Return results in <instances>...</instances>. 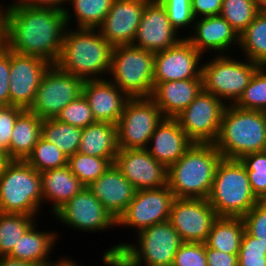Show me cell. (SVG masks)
Returning <instances> with one entry per match:
<instances>
[{"mask_svg":"<svg viewBox=\"0 0 266 266\" xmlns=\"http://www.w3.org/2000/svg\"><path fill=\"white\" fill-rule=\"evenodd\" d=\"M21 4L33 7V8H43V9H52V10H60L64 11L65 7L62 5H66L67 0H17Z\"/></svg>","mask_w":266,"mask_h":266,"instance_id":"cell-49","label":"cell"},{"mask_svg":"<svg viewBox=\"0 0 266 266\" xmlns=\"http://www.w3.org/2000/svg\"><path fill=\"white\" fill-rule=\"evenodd\" d=\"M0 266H37L28 261L14 259L9 256H0Z\"/></svg>","mask_w":266,"mask_h":266,"instance_id":"cell-51","label":"cell"},{"mask_svg":"<svg viewBox=\"0 0 266 266\" xmlns=\"http://www.w3.org/2000/svg\"><path fill=\"white\" fill-rule=\"evenodd\" d=\"M239 48L244 51V58L266 66V8L239 35Z\"/></svg>","mask_w":266,"mask_h":266,"instance_id":"cell-31","label":"cell"},{"mask_svg":"<svg viewBox=\"0 0 266 266\" xmlns=\"http://www.w3.org/2000/svg\"><path fill=\"white\" fill-rule=\"evenodd\" d=\"M73 29L67 26L64 32L56 65L84 81L104 79L106 74L109 75L113 46L104 39L98 29Z\"/></svg>","mask_w":266,"mask_h":266,"instance_id":"cell-3","label":"cell"},{"mask_svg":"<svg viewBox=\"0 0 266 266\" xmlns=\"http://www.w3.org/2000/svg\"><path fill=\"white\" fill-rule=\"evenodd\" d=\"M261 10L255 0H223L219 15L240 35Z\"/></svg>","mask_w":266,"mask_h":266,"instance_id":"cell-35","label":"cell"},{"mask_svg":"<svg viewBox=\"0 0 266 266\" xmlns=\"http://www.w3.org/2000/svg\"><path fill=\"white\" fill-rule=\"evenodd\" d=\"M222 158L214 143H193L168 167L167 186L174 197L208 199Z\"/></svg>","mask_w":266,"mask_h":266,"instance_id":"cell-4","label":"cell"},{"mask_svg":"<svg viewBox=\"0 0 266 266\" xmlns=\"http://www.w3.org/2000/svg\"><path fill=\"white\" fill-rule=\"evenodd\" d=\"M24 109L17 106H4L0 110V150L10 159V142L14 123Z\"/></svg>","mask_w":266,"mask_h":266,"instance_id":"cell-45","label":"cell"},{"mask_svg":"<svg viewBox=\"0 0 266 266\" xmlns=\"http://www.w3.org/2000/svg\"><path fill=\"white\" fill-rule=\"evenodd\" d=\"M34 223L22 236L8 255L11 258L31 262L37 266H46L51 260L48 256L58 240L55 231H38Z\"/></svg>","mask_w":266,"mask_h":266,"instance_id":"cell-28","label":"cell"},{"mask_svg":"<svg viewBox=\"0 0 266 266\" xmlns=\"http://www.w3.org/2000/svg\"><path fill=\"white\" fill-rule=\"evenodd\" d=\"M150 1L114 0L98 31L113 47L132 45L144 8Z\"/></svg>","mask_w":266,"mask_h":266,"instance_id":"cell-20","label":"cell"},{"mask_svg":"<svg viewBox=\"0 0 266 266\" xmlns=\"http://www.w3.org/2000/svg\"><path fill=\"white\" fill-rule=\"evenodd\" d=\"M172 266H208L205 243L184 242L177 250Z\"/></svg>","mask_w":266,"mask_h":266,"instance_id":"cell-44","label":"cell"},{"mask_svg":"<svg viewBox=\"0 0 266 266\" xmlns=\"http://www.w3.org/2000/svg\"><path fill=\"white\" fill-rule=\"evenodd\" d=\"M25 161L39 173L68 165V156L42 136Z\"/></svg>","mask_w":266,"mask_h":266,"instance_id":"cell-36","label":"cell"},{"mask_svg":"<svg viewBox=\"0 0 266 266\" xmlns=\"http://www.w3.org/2000/svg\"><path fill=\"white\" fill-rule=\"evenodd\" d=\"M151 99L165 118H175L185 110L203 89L202 78L153 82Z\"/></svg>","mask_w":266,"mask_h":266,"instance_id":"cell-25","label":"cell"},{"mask_svg":"<svg viewBox=\"0 0 266 266\" xmlns=\"http://www.w3.org/2000/svg\"><path fill=\"white\" fill-rule=\"evenodd\" d=\"M238 266H266V245L246 231L240 243Z\"/></svg>","mask_w":266,"mask_h":266,"instance_id":"cell-41","label":"cell"},{"mask_svg":"<svg viewBox=\"0 0 266 266\" xmlns=\"http://www.w3.org/2000/svg\"><path fill=\"white\" fill-rule=\"evenodd\" d=\"M6 18L7 7L0 4V52L6 48Z\"/></svg>","mask_w":266,"mask_h":266,"instance_id":"cell-50","label":"cell"},{"mask_svg":"<svg viewBox=\"0 0 266 266\" xmlns=\"http://www.w3.org/2000/svg\"><path fill=\"white\" fill-rule=\"evenodd\" d=\"M10 50L0 52V104L10 106Z\"/></svg>","mask_w":266,"mask_h":266,"instance_id":"cell-46","label":"cell"},{"mask_svg":"<svg viewBox=\"0 0 266 266\" xmlns=\"http://www.w3.org/2000/svg\"><path fill=\"white\" fill-rule=\"evenodd\" d=\"M42 119L28 109H24L14 123L10 160H25L32 152L41 136Z\"/></svg>","mask_w":266,"mask_h":266,"instance_id":"cell-29","label":"cell"},{"mask_svg":"<svg viewBox=\"0 0 266 266\" xmlns=\"http://www.w3.org/2000/svg\"><path fill=\"white\" fill-rule=\"evenodd\" d=\"M84 80L51 64L44 73L30 108L42 120L54 119L83 94Z\"/></svg>","mask_w":266,"mask_h":266,"instance_id":"cell-10","label":"cell"},{"mask_svg":"<svg viewBox=\"0 0 266 266\" xmlns=\"http://www.w3.org/2000/svg\"><path fill=\"white\" fill-rule=\"evenodd\" d=\"M208 266H238V254H228L206 246Z\"/></svg>","mask_w":266,"mask_h":266,"instance_id":"cell-48","label":"cell"},{"mask_svg":"<svg viewBox=\"0 0 266 266\" xmlns=\"http://www.w3.org/2000/svg\"><path fill=\"white\" fill-rule=\"evenodd\" d=\"M114 0H67L74 10L72 15L68 7L64 9L66 24L69 26L73 16L77 28L97 29L107 16ZM73 7V8H72Z\"/></svg>","mask_w":266,"mask_h":266,"instance_id":"cell-32","label":"cell"},{"mask_svg":"<svg viewBox=\"0 0 266 266\" xmlns=\"http://www.w3.org/2000/svg\"><path fill=\"white\" fill-rule=\"evenodd\" d=\"M61 260H58L53 262H49L46 266H80L79 264H76L75 261H73L72 259L71 260H68L69 258H60Z\"/></svg>","mask_w":266,"mask_h":266,"instance_id":"cell-52","label":"cell"},{"mask_svg":"<svg viewBox=\"0 0 266 266\" xmlns=\"http://www.w3.org/2000/svg\"><path fill=\"white\" fill-rule=\"evenodd\" d=\"M50 65L40 57L10 51V106L30 108L41 79Z\"/></svg>","mask_w":266,"mask_h":266,"instance_id":"cell-16","label":"cell"},{"mask_svg":"<svg viewBox=\"0 0 266 266\" xmlns=\"http://www.w3.org/2000/svg\"><path fill=\"white\" fill-rule=\"evenodd\" d=\"M82 128L54 119L42 120L41 136L55 144L68 157L79 148Z\"/></svg>","mask_w":266,"mask_h":266,"instance_id":"cell-33","label":"cell"},{"mask_svg":"<svg viewBox=\"0 0 266 266\" xmlns=\"http://www.w3.org/2000/svg\"><path fill=\"white\" fill-rule=\"evenodd\" d=\"M214 145L222 157L227 159H241L249 153L266 151L264 111L227 105Z\"/></svg>","mask_w":266,"mask_h":266,"instance_id":"cell-5","label":"cell"},{"mask_svg":"<svg viewBox=\"0 0 266 266\" xmlns=\"http://www.w3.org/2000/svg\"><path fill=\"white\" fill-rule=\"evenodd\" d=\"M56 119L82 129L96 123L88 100L83 94L67 104Z\"/></svg>","mask_w":266,"mask_h":266,"instance_id":"cell-40","label":"cell"},{"mask_svg":"<svg viewBox=\"0 0 266 266\" xmlns=\"http://www.w3.org/2000/svg\"><path fill=\"white\" fill-rule=\"evenodd\" d=\"M216 218L208 199L175 198L168 221L184 242L205 243Z\"/></svg>","mask_w":266,"mask_h":266,"instance_id":"cell-14","label":"cell"},{"mask_svg":"<svg viewBox=\"0 0 266 266\" xmlns=\"http://www.w3.org/2000/svg\"><path fill=\"white\" fill-rule=\"evenodd\" d=\"M109 74L130 98L151 97L154 83V53L134 45L113 47Z\"/></svg>","mask_w":266,"mask_h":266,"instance_id":"cell-8","label":"cell"},{"mask_svg":"<svg viewBox=\"0 0 266 266\" xmlns=\"http://www.w3.org/2000/svg\"><path fill=\"white\" fill-rule=\"evenodd\" d=\"M262 8H266V0H255Z\"/></svg>","mask_w":266,"mask_h":266,"instance_id":"cell-54","label":"cell"},{"mask_svg":"<svg viewBox=\"0 0 266 266\" xmlns=\"http://www.w3.org/2000/svg\"><path fill=\"white\" fill-rule=\"evenodd\" d=\"M164 118L150 97L130 98L116 124L119 149L147 148L155 128Z\"/></svg>","mask_w":266,"mask_h":266,"instance_id":"cell-11","label":"cell"},{"mask_svg":"<svg viewBox=\"0 0 266 266\" xmlns=\"http://www.w3.org/2000/svg\"><path fill=\"white\" fill-rule=\"evenodd\" d=\"M242 220L245 231L266 245V201H259Z\"/></svg>","mask_w":266,"mask_h":266,"instance_id":"cell-43","label":"cell"},{"mask_svg":"<svg viewBox=\"0 0 266 266\" xmlns=\"http://www.w3.org/2000/svg\"><path fill=\"white\" fill-rule=\"evenodd\" d=\"M9 161L10 159L8 158L7 154L0 150V175L4 171V168Z\"/></svg>","mask_w":266,"mask_h":266,"instance_id":"cell-53","label":"cell"},{"mask_svg":"<svg viewBox=\"0 0 266 266\" xmlns=\"http://www.w3.org/2000/svg\"><path fill=\"white\" fill-rule=\"evenodd\" d=\"M54 217L67 227L85 232H98L117 226V220L93 195L88 187H84L78 194L63 205Z\"/></svg>","mask_w":266,"mask_h":266,"instance_id":"cell-15","label":"cell"},{"mask_svg":"<svg viewBox=\"0 0 266 266\" xmlns=\"http://www.w3.org/2000/svg\"><path fill=\"white\" fill-rule=\"evenodd\" d=\"M230 55H217L202 63L203 90L213 94L226 105L234 104L249 85L255 71L260 67L246 58L231 59ZM228 102V103H227Z\"/></svg>","mask_w":266,"mask_h":266,"instance_id":"cell-9","label":"cell"},{"mask_svg":"<svg viewBox=\"0 0 266 266\" xmlns=\"http://www.w3.org/2000/svg\"><path fill=\"white\" fill-rule=\"evenodd\" d=\"M223 0H191L195 19L219 15Z\"/></svg>","mask_w":266,"mask_h":266,"instance_id":"cell-47","label":"cell"},{"mask_svg":"<svg viewBox=\"0 0 266 266\" xmlns=\"http://www.w3.org/2000/svg\"><path fill=\"white\" fill-rule=\"evenodd\" d=\"M226 106L225 102L202 89L175 119L193 143H214Z\"/></svg>","mask_w":266,"mask_h":266,"instance_id":"cell-12","label":"cell"},{"mask_svg":"<svg viewBox=\"0 0 266 266\" xmlns=\"http://www.w3.org/2000/svg\"><path fill=\"white\" fill-rule=\"evenodd\" d=\"M118 151L117 125L96 122L82 129L78 153L108 158L114 163Z\"/></svg>","mask_w":266,"mask_h":266,"instance_id":"cell-27","label":"cell"},{"mask_svg":"<svg viewBox=\"0 0 266 266\" xmlns=\"http://www.w3.org/2000/svg\"><path fill=\"white\" fill-rule=\"evenodd\" d=\"M114 164L136 191L167 186L168 168L146 148L119 149Z\"/></svg>","mask_w":266,"mask_h":266,"instance_id":"cell-17","label":"cell"},{"mask_svg":"<svg viewBox=\"0 0 266 266\" xmlns=\"http://www.w3.org/2000/svg\"><path fill=\"white\" fill-rule=\"evenodd\" d=\"M166 9L171 26L178 32L181 28L191 26L195 17L191 0H158Z\"/></svg>","mask_w":266,"mask_h":266,"instance_id":"cell-42","label":"cell"},{"mask_svg":"<svg viewBox=\"0 0 266 266\" xmlns=\"http://www.w3.org/2000/svg\"><path fill=\"white\" fill-rule=\"evenodd\" d=\"M107 79L85 81L83 95L88 100L96 122L116 125L130 97Z\"/></svg>","mask_w":266,"mask_h":266,"instance_id":"cell-21","label":"cell"},{"mask_svg":"<svg viewBox=\"0 0 266 266\" xmlns=\"http://www.w3.org/2000/svg\"><path fill=\"white\" fill-rule=\"evenodd\" d=\"M138 243H118L105 251L109 266H172L184 241L169 221L154 224L137 233Z\"/></svg>","mask_w":266,"mask_h":266,"instance_id":"cell-2","label":"cell"},{"mask_svg":"<svg viewBox=\"0 0 266 266\" xmlns=\"http://www.w3.org/2000/svg\"><path fill=\"white\" fill-rule=\"evenodd\" d=\"M7 6L6 48L56 64L67 28L64 11L28 7L17 0Z\"/></svg>","mask_w":266,"mask_h":266,"instance_id":"cell-1","label":"cell"},{"mask_svg":"<svg viewBox=\"0 0 266 266\" xmlns=\"http://www.w3.org/2000/svg\"><path fill=\"white\" fill-rule=\"evenodd\" d=\"M244 223L240 217H217L212 223L205 245L228 254H238Z\"/></svg>","mask_w":266,"mask_h":266,"instance_id":"cell-30","label":"cell"},{"mask_svg":"<svg viewBox=\"0 0 266 266\" xmlns=\"http://www.w3.org/2000/svg\"><path fill=\"white\" fill-rule=\"evenodd\" d=\"M177 34L163 5L151 0L144 8L132 45L157 53L175 46L183 38Z\"/></svg>","mask_w":266,"mask_h":266,"instance_id":"cell-19","label":"cell"},{"mask_svg":"<svg viewBox=\"0 0 266 266\" xmlns=\"http://www.w3.org/2000/svg\"><path fill=\"white\" fill-rule=\"evenodd\" d=\"M241 109L266 111V66H260L239 99L233 104Z\"/></svg>","mask_w":266,"mask_h":266,"instance_id":"cell-38","label":"cell"},{"mask_svg":"<svg viewBox=\"0 0 266 266\" xmlns=\"http://www.w3.org/2000/svg\"><path fill=\"white\" fill-rule=\"evenodd\" d=\"M193 34L185 37L202 55L209 50L219 55L230 50L232 44H238L239 35L233 27L220 15L208 16L194 20ZM235 42V43H234Z\"/></svg>","mask_w":266,"mask_h":266,"instance_id":"cell-22","label":"cell"},{"mask_svg":"<svg viewBox=\"0 0 266 266\" xmlns=\"http://www.w3.org/2000/svg\"><path fill=\"white\" fill-rule=\"evenodd\" d=\"M208 201L217 217L240 218L259 202L251 190L246 168L239 159H221Z\"/></svg>","mask_w":266,"mask_h":266,"instance_id":"cell-6","label":"cell"},{"mask_svg":"<svg viewBox=\"0 0 266 266\" xmlns=\"http://www.w3.org/2000/svg\"><path fill=\"white\" fill-rule=\"evenodd\" d=\"M41 204V174L25 160H10L0 175V212L37 217Z\"/></svg>","mask_w":266,"mask_h":266,"instance_id":"cell-7","label":"cell"},{"mask_svg":"<svg viewBox=\"0 0 266 266\" xmlns=\"http://www.w3.org/2000/svg\"><path fill=\"white\" fill-rule=\"evenodd\" d=\"M87 187L116 220L125 211L136 192L114 163Z\"/></svg>","mask_w":266,"mask_h":266,"instance_id":"cell-23","label":"cell"},{"mask_svg":"<svg viewBox=\"0 0 266 266\" xmlns=\"http://www.w3.org/2000/svg\"><path fill=\"white\" fill-rule=\"evenodd\" d=\"M203 55L184 37L175 46L154 53L153 82L202 78Z\"/></svg>","mask_w":266,"mask_h":266,"instance_id":"cell-18","label":"cell"},{"mask_svg":"<svg viewBox=\"0 0 266 266\" xmlns=\"http://www.w3.org/2000/svg\"><path fill=\"white\" fill-rule=\"evenodd\" d=\"M239 160L246 168L253 194L266 201V151L249 153Z\"/></svg>","mask_w":266,"mask_h":266,"instance_id":"cell-39","label":"cell"},{"mask_svg":"<svg viewBox=\"0 0 266 266\" xmlns=\"http://www.w3.org/2000/svg\"><path fill=\"white\" fill-rule=\"evenodd\" d=\"M175 199L168 186L137 190L132 201L117 219V227L135 228V234L154 224L169 220Z\"/></svg>","mask_w":266,"mask_h":266,"instance_id":"cell-13","label":"cell"},{"mask_svg":"<svg viewBox=\"0 0 266 266\" xmlns=\"http://www.w3.org/2000/svg\"><path fill=\"white\" fill-rule=\"evenodd\" d=\"M149 142L147 151L167 168L176 163L193 144L175 118H164Z\"/></svg>","mask_w":266,"mask_h":266,"instance_id":"cell-24","label":"cell"},{"mask_svg":"<svg viewBox=\"0 0 266 266\" xmlns=\"http://www.w3.org/2000/svg\"><path fill=\"white\" fill-rule=\"evenodd\" d=\"M36 217L22 213L0 212V256H8Z\"/></svg>","mask_w":266,"mask_h":266,"instance_id":"cell-34","label":"cell"},{"mask_svg":"<svg viewBox=\"0 0 266 266\" xmlns=\"http://www.w3.org/2000/svg\"><path fill=\"white\" fill-rule=\"evenodd\" d=\"M113 162L108 158L93 157L76 152L68 157L70 171L87 187L97 180Z\"/></svg>","mask_w":266,"mask_h":266,"instance_id":"cell-37","label":"cell"},{"mask_svg":"<svg viewBox=\"0 0 266 266\" xmlns=\"http://www.w3.org/2000/svg\"><path fill=\"white\" fill-rule=\"evenodd\" d=\"M41 174L43 201H49L55 214L63 205L86 187L71 171L68 165L46 170ZM45 199V200H44Z\"/></svg>","mask_w":266,"mask_h":266,"instance_id":"cell-26","label":"cell"}]
</instances>
